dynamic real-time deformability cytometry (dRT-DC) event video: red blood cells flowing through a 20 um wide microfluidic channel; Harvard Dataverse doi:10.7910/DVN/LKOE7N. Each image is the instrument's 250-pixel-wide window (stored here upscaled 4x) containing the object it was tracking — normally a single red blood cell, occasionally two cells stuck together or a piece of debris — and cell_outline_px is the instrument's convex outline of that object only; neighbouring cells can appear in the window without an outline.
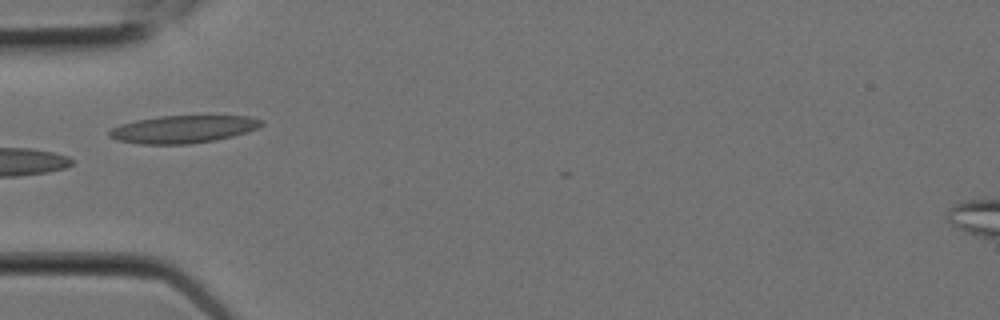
{"species": "Egyptian fruit bat (a non-hibernating species)", "species_latin": "Rousettus aegyptiacus", "temperature_condition": "room temperature", "stored_images_in_passage": 7, "camera_frame_rate_fps": 3000, "um_per_image_px": 0.085, "animal": {"sex": "female"}, "frame": {"image": 1, "passage_image": 6, "time_ms": 1.667, "image_size_px": [1000, 320], "cell_outline_px": [[264, 124], [248, 132], [216, 140], [188, 144], [140, 144], [116, 140], [108, 136], [108, 132], [112, 128], [120, 124], [136, 120], [160, 116], [248, 116], [264, 120]], "centroid_in_image_um": [15.56, 10.98], "position_along_channel_um": 69.4, "area_um2": 24.51}}